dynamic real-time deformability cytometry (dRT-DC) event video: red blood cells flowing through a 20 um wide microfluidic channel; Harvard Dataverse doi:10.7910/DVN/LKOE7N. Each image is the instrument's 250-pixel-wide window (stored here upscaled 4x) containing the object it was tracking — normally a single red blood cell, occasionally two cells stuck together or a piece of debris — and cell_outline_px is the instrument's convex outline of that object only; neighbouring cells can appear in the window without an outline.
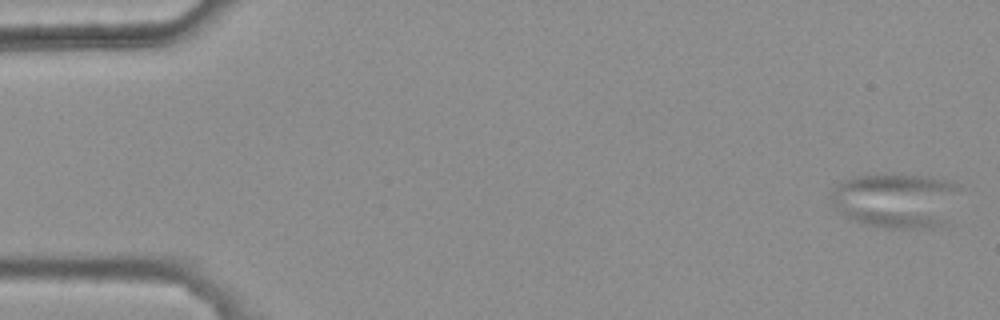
{"species": "common noctule bat (a hibernating species)", "species_latin": "Nyctalus noctula", "temperature_condition": "warm", "stored_images_in_passage": 47, "camera_frame_rate_fps": 3000, "um_per_image_px": 0.085, "animal": {"sex": "female", "body_mass_g": 25.1}, "frame": {"image": 1, "passage_image": 1, "time_ms": 0.0, "image_size_px": [1000, 320], "cell_outline_px": [[960, 188], [948, 224], [928, 228], [888, 228], [864, 224], [844, 216], [832, 204], [828, 196], [836, 184], [844, 180], [856, 176], [932, 176], [952, 180], [960, 184]], "centroid_in_image_um": [76.21, 17.05], "position_along_channel_um": 8.8, "area_um2": 41.56}}
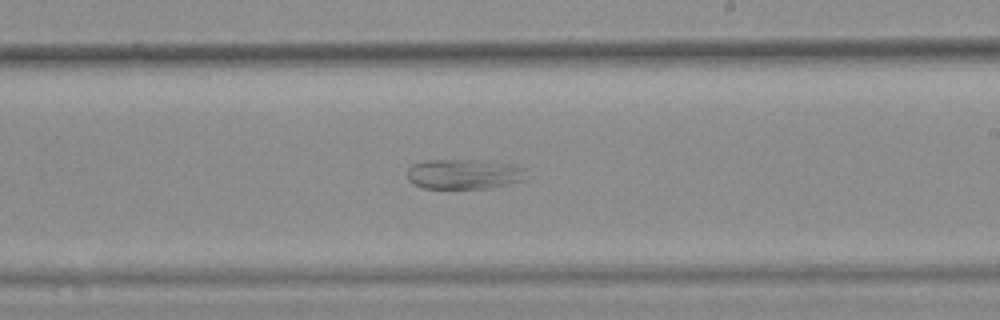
{"frame": {"image": 2, "passage_image": 32, "time_ms": 10.333, "image_size_px": [1000, 320], "cell_outline_px": [[528, 168], [524, 180], [488, 188], [424, 188], [412, 184], [408, 180], [408, 168], [412, 164], [424, 160], [484, 160], [512, 164]], "centroid_in_image_um": [39.45, 14.78], "position_along_channel_um": 249.6, "area_um2": 21.04}}
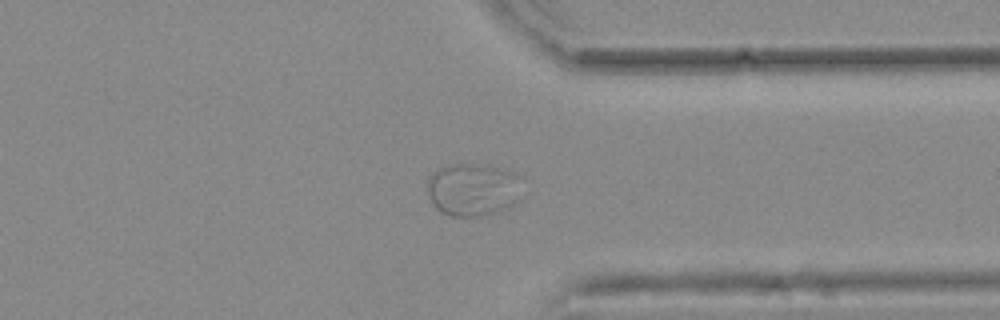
{"frame": {"image": 3, "passage_image": 42, "time_ms": 13.667, "image_size_px": [1000, 320], "cell_outline_px": [[524, 176], [516, 200], [512, 204], [504, 208], [492, 212], [476, 216], [452, 216], [440, 212], [436, 208], [428, 192], [428, 180], [432, 172], [448, 164], [488, 164]], "centroid_in_image_um": [40.2, 16.07], "position_along_channel_um": 371.2, "area_um2": 29.07}}